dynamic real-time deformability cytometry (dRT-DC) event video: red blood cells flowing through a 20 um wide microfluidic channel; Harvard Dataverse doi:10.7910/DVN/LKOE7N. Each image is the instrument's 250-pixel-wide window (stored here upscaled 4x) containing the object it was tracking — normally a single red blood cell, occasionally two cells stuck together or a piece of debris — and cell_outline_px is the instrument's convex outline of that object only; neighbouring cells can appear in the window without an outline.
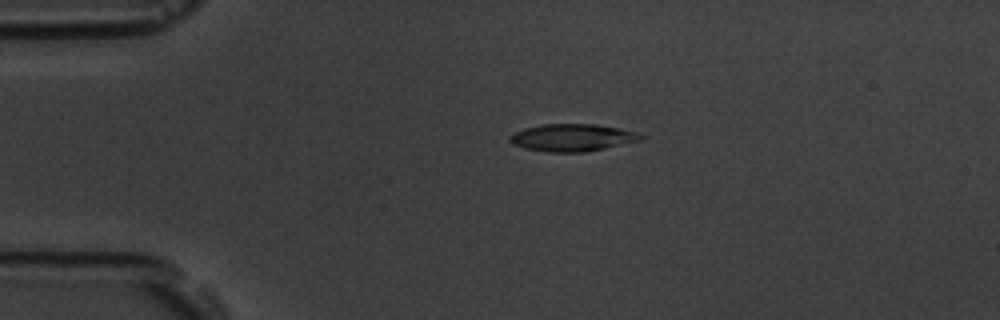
{"species": "common noctule bat (a hibernating species)", "species_latin": "Nyctalus noctula", "temperature_condition": "room temperature", "stored_images_in_passage": 5, "camera_frame_rate_fps": 3000, "um_per_image_px": 0.085, "animal": {"sex": "male", "body_mass_g": 19.5, "forearm_length_mm": 54.6}, "frame": {"image": 1, "passage_image": 4, "time_ms": 3.667, "image_size_px": [1000, 320], "cell_outline_px": [[644, 136], [640, 140], [604, 148], [584, 152], [548, 152], [524, 148], [512, 144], [508, 140], [508, 136], [512, 132], [524, 128], [544, 124], [596, 124], [620, 128], [640, 132]], "centroid_in_image_um": [48.61, 11.69], "position_along_channel_um": 36.4, "area_um2": 20.98}}